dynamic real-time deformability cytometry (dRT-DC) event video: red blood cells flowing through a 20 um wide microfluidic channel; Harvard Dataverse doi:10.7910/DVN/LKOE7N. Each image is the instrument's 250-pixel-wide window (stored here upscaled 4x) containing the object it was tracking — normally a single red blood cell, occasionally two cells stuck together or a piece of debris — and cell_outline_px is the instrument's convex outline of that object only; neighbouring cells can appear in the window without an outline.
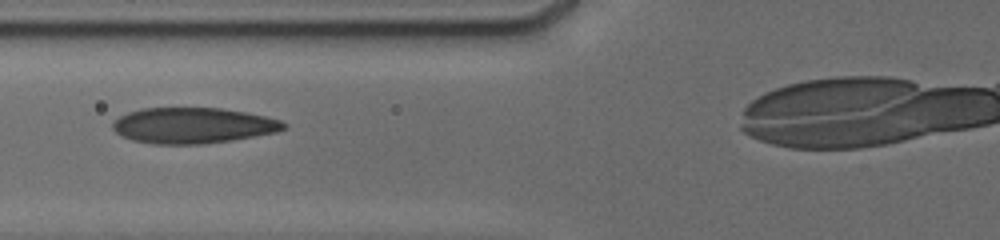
{"species": "human", "species_latin": "Homo sapiens", "temperature_condition": "cold", "stored_images_in_passage": 16, "camera_frame_rate_fps": 3000, "um_per_image_px": 0.085, "donor": {"sex": "male"}, "frame": {"image": 1, "passage_image": 7, "time_ms": 4.0, "image_size_px": [1000, 240], "cell_outline_px": [[288, 128], [276, 132], [228, 140], [200, 144], [156, 144], [132, 140], [116, 132], [112, 128], [112, 124], [120, 116], [128, 112], [144, 108], [220, 108], [244, 112], [264, 116], [280, 120], [288, 124]], "centroid_in_image_um": [16.4, 10.66], "position_along_channel_um": 109.4, "area_um2": 35.26}}
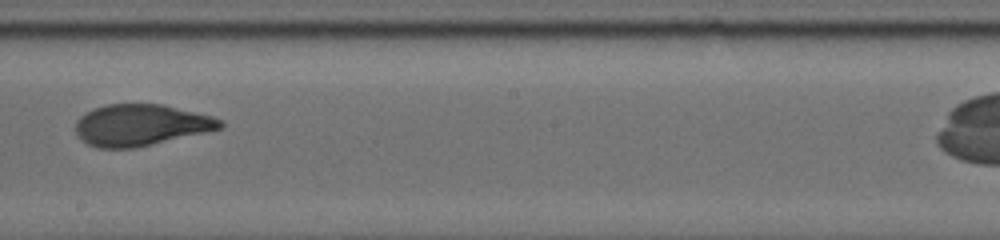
{"frame": {"image": 2, "passage_image": 13, "time_ms": 7.333, "image_size_px": [1000, 240], "cell_outline_px": [[224, 124], [220, 128], [204, 132], [132, 148], [96, 148], [80, 140], [76, 132], [76, 120], [80, 116], [104, 104], [164, 104], [212, 116], [224, 120]], "centroid_in_image_um": [11.94, 10.62], "position_along_channel_um": 236.3, "area_um2": 34.62}}
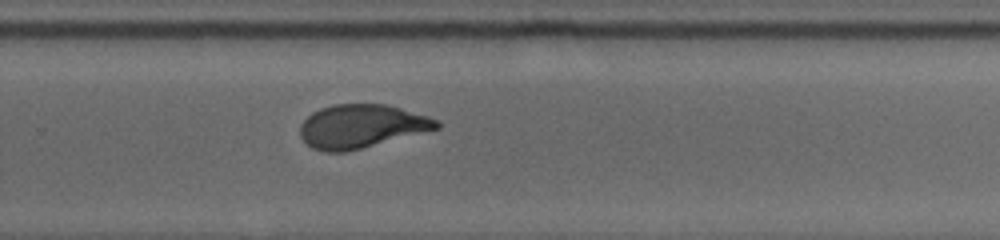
{"frame": {"image": 3, "passage_image": 16, "time_ms": 9.0, "image_size_px": [1000, 240], "cell_outline_px": [[440, 128], [344, 152], [324, 152], [312, 148], [300, 136], [300, 124], [312, 112], [320, 108], [332, 104], [384, 104], [400, 108], [428, 116], [436, 120], [440, 124]], "centroid_in_image_um": [30.68, 10.72], "position_along_channel_um": 299.1, "area_um2": 34.28}}